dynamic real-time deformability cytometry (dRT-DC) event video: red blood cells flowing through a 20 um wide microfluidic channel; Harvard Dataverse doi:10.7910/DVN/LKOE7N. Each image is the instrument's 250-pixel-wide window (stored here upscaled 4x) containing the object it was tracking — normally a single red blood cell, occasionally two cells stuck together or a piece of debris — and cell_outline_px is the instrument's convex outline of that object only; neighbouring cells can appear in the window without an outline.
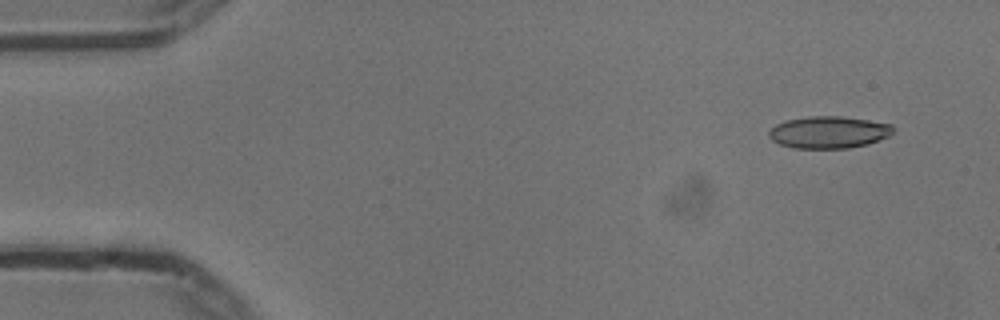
{"species": "common noctule bat (a hibernating species)", "species_latin": "Nyctalus noctula", "temperature_condition": "cold", "stored_images_in_passage": 51, "camera_frame_rate_fps": 3000, "um_per_image_px": 0.085, "animal": {"sex": "male", "body_mass_g": 13.3}, "frame": {"image": 1, "passage_image": 1, "time_ms": 0.0, "image_size_px": [1000, 320], "cell_outline_px": [[892, 132], [888, 136], [868, 144], [848, 148], [796, 148], [780, 144], [772, 140], [768, 136], [768, 132], [776, 124], [788, 120], [808, 116], [840, 116], [868, 120], [892, 124]], "centroid_in_image_um": [70.43, 11.24], "position_along_channel_um": 14.6, "area_um2": 23.0}}
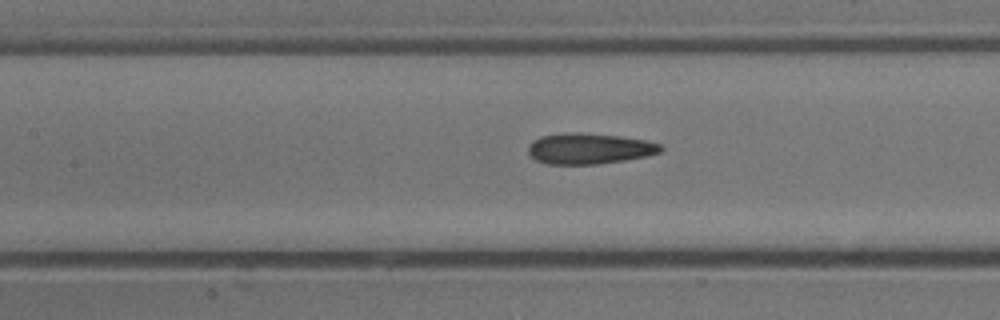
{"frame": {"image": 2, "passage_image": 21, "time_ms": 6.667, "image_size_px": [1000, 320], "cell_outline_px": [[664, 148], [660, 152], [648, 156], [624, 160], [596, 164], [548, 164], [536, 160], [528, 152], [528, 144], [532, 140], [540, 136], [564, 132], [580, 132], [620, 136], [644, 140], [660, 144]], "centroid_in_image_um": [50.06, 12.62], "position_along_channel_um": 157.3, "area_um2": 23.93}}
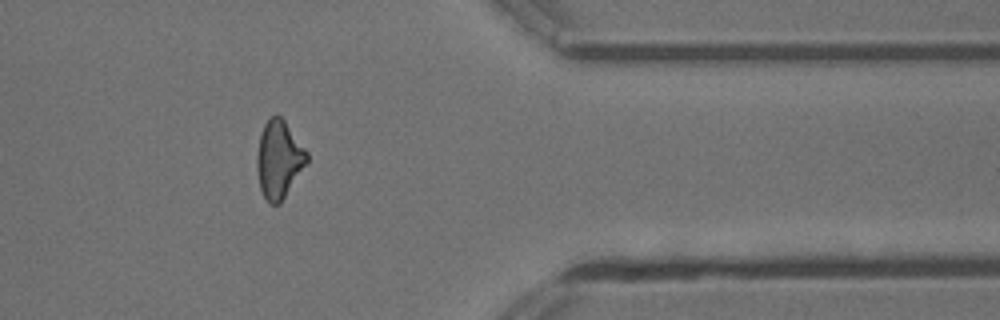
{"frame": {"image": 3, "passage_image": 41, "time_ms": 13.333, "image_size_px": [1000, 320], "cell_outline_px": [[308, 164], [280, 204], [268, 204], [260, 188], [256, 168], [256, 156], [260, 132], [264, 124], [276, 112], [284, 120], [308, 152]], "centroid_in_image_um": [23.71, 13.56], "position_along_channel_um": 387.7, "area_um2": 23.0}, "authors_computed_cell_mechanics": {"area_um2": 23.12, "velocity_mm_per_s": 3.7516, "shape_relaxation_time_tau1_ms": 8.2644, "shape_relaxation_time_tau2_ms": 3.0842, "deformation_change_tau1": 0.1668, "deformation_change_tau2": 0.118}}